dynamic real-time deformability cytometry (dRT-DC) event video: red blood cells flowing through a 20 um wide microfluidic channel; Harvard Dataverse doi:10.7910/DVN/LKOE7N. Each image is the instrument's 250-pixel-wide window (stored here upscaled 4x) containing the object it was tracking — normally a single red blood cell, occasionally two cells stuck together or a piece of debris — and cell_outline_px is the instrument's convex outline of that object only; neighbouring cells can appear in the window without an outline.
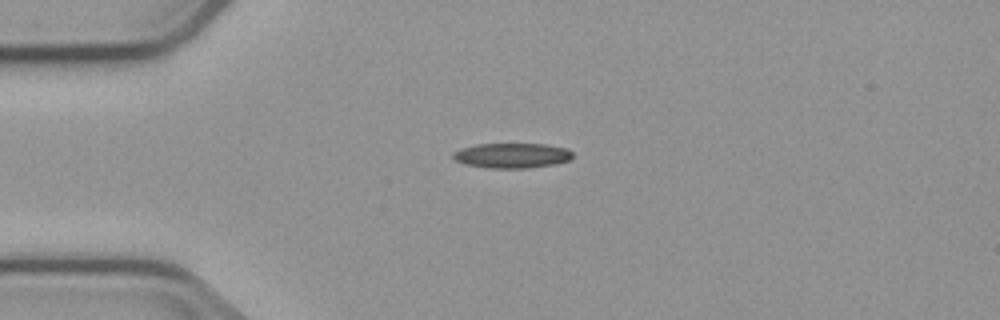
{"species": "common noctule bat (a hibernating species)", "species_latin": "Nyctalus noctula", "temperature_condition": "cold", "stored_images_in_passage": 3, "camera_frame_rate_fps": 3000, "um_per_image_px": 0.085, "animal": {"sex": "male", "body_mass_g": 23.1, "forearm_length_mm": 52.7}, "frame": {"image": 1, "passage_image": 1, "time_ms": 0.0, "image_size_px": [1000, 320], "cell_outline_px": [[572, 156], [568, 160], [556, 164], [528, 168], [488, 168], [464, 164], [456, 160], [452, 156], [452, 152], [460, 148], [476, 144], [544, 144], [568, 148], [572, 152]], "centroid_in_image_um": [43.5, 13.22], "position_along_channel_um": 41.5, "area_um2": 17.51}}
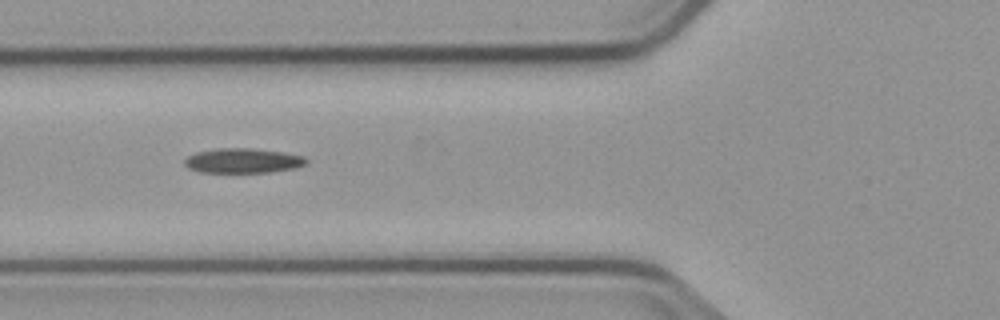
{"frame": {"image": 2, "passage_image": 3, "time_ms": 2.333, "image_size_px": [1000, 320], "cell_outline_px": [[308, 160], [304, 164], [296, 168], [272, 172], [200, 172], [188, 168], [184, 164], [184, 160], [188, 156], [196, 152], [216, 148], [252, 148], [284, 152], [304, 156]], "centroid_in_image_um": [20.65, 13.65], "position_along_channel_um": 105.2, "area_um2": 17.63}}